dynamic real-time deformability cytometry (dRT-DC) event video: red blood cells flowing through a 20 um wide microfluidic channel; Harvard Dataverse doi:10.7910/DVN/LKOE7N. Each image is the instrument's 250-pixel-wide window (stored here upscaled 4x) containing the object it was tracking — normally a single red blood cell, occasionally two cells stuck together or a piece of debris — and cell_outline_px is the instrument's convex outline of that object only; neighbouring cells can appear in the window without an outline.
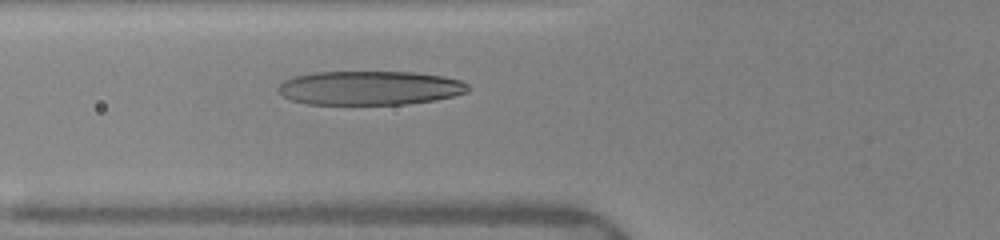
{"species": "human", "species_latin": "Homo sapiens", "temperature_condition": "warm", "stored_images_in_passage": 43, "camera_frame_rate_fps": 3000, "um_per_image_px": 0.085, "donor": {"sex": "female"}, "frame": {"image": 1, "passage_image": 14, "time_ms": 4.333, "image_size_px": [1000, 240], "cell_outline_px": [[472, 88], [468, 92], [436, 100], [408, 104], [308, 104], [292, 100], [284, 96], [276, 88], [284, 80], [296, 76], [316, 72], [416, 72], [444, 76], [460, 80], [468, 84]], "centroid_in_image_um": [31.48, 7.47], "position_along_channel_um": 94.3, "area_um2": 37.8}}
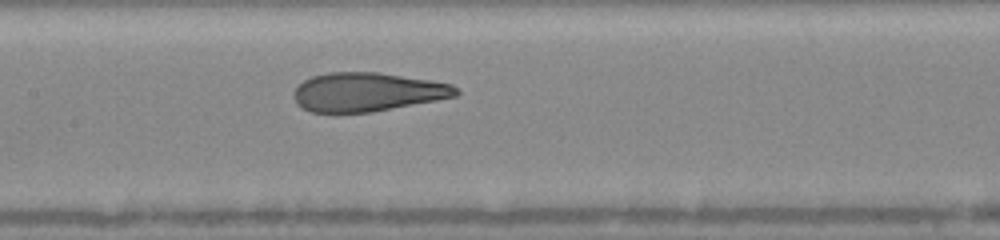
{"frame": {"image": 2, "passage_image": 20, "time_ms": 6.333, "image_size_px": [1000, 240], "cell_outline_px": [[460, 92], [456, 96], [436, 100], [372, 112], [312, 112], [300, 108], [296, 104], [292, 96], [292, 92], [304, 80], [312, 76], [328, 72], [376, 72], [428, 80], [452, 84]], "centroid_in_image_um": [31.16, 7.82], "position_along_channel_um": 176.2, "area_um2": 36.59}}
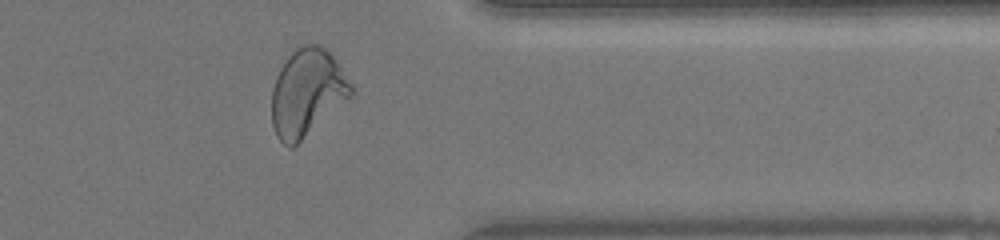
{"frame": {"image": 3, "passage_image": 36, "time_ms": 11.667, "image_size_px": [1000, 240], "cell_outline_px": [[356, 92], [352, 96], [292, 148], [288, 148], [276, 136], [272, 124], [272, 88], [276, 76], [280, 68], [296, 44], [320, 44], [336, 60], [356, 88]], "centroid_in_image_um": [26.12, 7.85], "position_along_channel_um": 385.3, "area_um2": 40.69}}